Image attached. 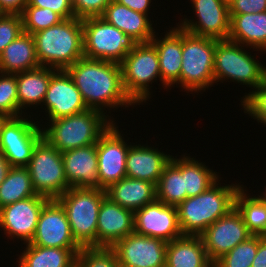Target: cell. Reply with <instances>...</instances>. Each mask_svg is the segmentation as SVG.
I'll use <instances>...</instances> for the list:
<instances>
[{
    "mask_svg": "<svg viewBox=\"0 0 266 267\" xmlns=\"http://www.w3.org/2000/svg\"><path fill=\"white\" fill-rule=\"evenodd\" d=\"M171 158L172 155L158 151V148L131 144L125 163L127 177L149 181L156 185Z\"/></svg>",
    "mask_w": 266,
    "mask_h": 267,
    "instance_id": "obj_22",
    "label": "cell"
},
{
    "mask_svg": "<svg viewBox=\"0 0 266 267\" xmlns=\"http://www.w3.org/2000/svg\"><path fill=\"white\" fill-rule=\"evenodd\" d=\"M216 40L197 36L182 29L180 84L188 92H200L215 83Z\"/></svg>",
    "mask_w": 266,
    "mask_h": 267,
    "instance_id": "obj_6",
    "label": "cell"
},
{
    "mask_svg": "<svg viewBox=\"0 0 266 267\" xmlns=\"http://www.w3.org/2000/svg\"><path fill=\"white\" fill-rule=\"evenodd\" d=\"M40 67L32 34L22 32L0 54V72L17 74Z\"/></svg>",
    "mask_w": 266,
    "mask_h": 267,
    "instance_id": "obj_28",
    "label": "cell"
},
{
    "mask_svg": "<svg viewBox=\"0 0 266 267\" xmlns=\"http://www.w3.org/2000/svg\"><path fill=\"white\" fill-rule=\"evenodd\" d=\"M122 83L126 94L137 105L146 102L151 92L149 83L161 81L159 57L155 46L138 43L120 63Z\"/></svg>",
    "mask_w": 266,
    "mask_h": 267,
    "instance_id": "obj_9",
    "label": "cell"
},
{
    "mask_svg": "<svg viewBox=\"0 0 266 267\" xmlns=\"http://www.w3.org/2000/svg\"><path fill=\"white\" fill-rule=\"evenodd\" d=\"M106 195L113 202L133 212L157 199L155 184L127 176L106 189Z\"/></svg>",
    "mask_w": 266,
    "mask_h": 267,
    "instance_id": "obj_27",
    "label": "cell"
},
{
    "mask_svg": "<svg viewBox=\"0 0 266 267\" xmlns=\"http://www.w3.org/2000/svg\"><path fill=\"white\" fill-rule=\"evenodd\" d=\"M243 45L230 40H216L214 55L215 83L225 80L237 81L243 85L258 88L266 77L263 66Z\"/></svg>",
    "mask_w": 266,
    "mask_h": 267,
    "instance_id": "obj_7",
    "label": "cell"
},
{
    "mask_svg": "<svg viewBox=\"0 0 266 267\" xmlns=\"http://www.w3.org/2000/svg\"><path fill=\"white\" fill-rule=\"evenodd\" d=\"M22 32L21 14L0 13V54Z\"/></svg>",
    "mask_w": 266,
    "mask_h": 267,
    "instance_id": "obj_39",
    "label": "cell"
},
{
    "mask_svg": "<svg viewBox=\"0 0 266 267\" xmlns=\"http://www.w3.org/2000/svg\"><path fill=\"white\" fill-rule=\"evenodd\" d=\"M165 267H213L201 236L183 235L168 242Z\"/></svg>",
    "mask_w": 266,
    "mask_h": 267,
    "instance_id": "obj_25",
    "label": "cell"
},
{
    "mask_svg": "<svg viewBox=\"0 0 266 267\" xmlns=\"http://www.w3.org/2000/svg\"><path fill=\"white\" fill-rule=\"evenodd\" d=\"M228 40L266 51V11L260 13L230 14Z\"/></svg>",
    "mask_w": 266,
    "mask_h": 267,
    "instance_id": "obj_26",
    "label": "cell"
},
{
    "mask_svg": "<svg viewBox=\"0 0 266 267\" xmlns=\"http://www.w3.org/2000/svg\"><path fill=\"white\" fill-rule=\"evenodd\" d=\"M266 190V188H265ZM261 197L266 201V192L263 194V196L261 195Z\"/></svg>",
    "mask_w": 266,
    "mask_h": 267,
    "instance_id": "obj_50",
    "label": "cell"
},
{
    "mask_svg": "<svg viewBox=\"0 0 266 267\" xmlns=\"http://www.w3.org/2000/svg\"><path fill=\"white\" fill-rule=\"evenodd\" d=\"M100 17L126 35H130L138 43H149L155 35L148 15L136 12L114 0Z\"/></svg>",
    "mask_w": 266,
    "mask_h": 267,
    "instance_id": "obj_24",
    "label": "cell"
},
{
    "mask_svg": "<svg viewBox=\"0 0 266 267\" xmlns=\"http://www.w3.org/2000/svg\"><path fill=\"white\" fill-rule=\"evenodd\" d=\"M257 249L258 235H252L218 259L213 267H251Z\"/></svg>",
    "mask_w": 266,
    "mask_h": 267,
    "instance_id": "obj_35",
    "label": "cell"
},
{
    "mask_svg": "<svg viewBox=\"0 0 266 267\" xmlns=\"http://www.w3.org/2000/svg\"><path fill=\"white\" fill-rule=\"evenodd\" d=\"M156 198L176 207L186 199L182 173L171 161L165 166L156 184Z\"/></svg>",
    "mask_w": 266,
    "mask_h": 267,
    "instance_id": "obj_34",
    "label": "cell"
},
{
    "mask_svg": "<svg viewBox=\"0 0 266 267\" xmlns=\"http://www.w3.org/2000/svg\"><path fill=\"white\" fill-rule=\"evenodd\" d=\"M251 267H266V236L258 235V249Z\"/></svg>",
    "mask_w": 266,
    "mask_h": 267,
    "instance_id": "obj_45",
    "label": "cell"
},
{
    "mask_svg": "<svg viewBox=\"0 0 266 267\" xmlns=\"http://www.w3.org/2000/svg\"><path fill=\"white\" fill-rule=\"evenodd\" d=\"M257 121L266 125V113H262L258 118Z\"/></svg>",
    "mask_w": 266,
    "mask_h": 267,
    "instance_id": "obj_48",
    "label": "cell"
},
{
    "mask_svg": "<svg viewBox=\"0 0 266 267\" xmlns=\"http://www.w3.org/2000/svg\"><path fill=\"white\" fill-rule=\"evenodd\" d=\"M23 32L34 34L64 20L49 8H39L27 4L21 13Z\"/></svg>",
    "mask_w": 266,
    "mask_h": 267,
    "instance_id": "obj_36",
    "label": "cell"
},
{
    "mask_svg": "<svg viewBox=\"0 0 266 267\" xmlns=\"http://www.w3.org/2000/svg\"><path fill=\"white\" fill-rule=\"evenodd\" d=\"M200 236L208 258L214 264L252 234L248 231L241 214L233 208L227 215L209 225Z\"/></svg>",
    "mask_w": 266,
    "mask_h": 267,
    "instance_id": "obj_15",
    "label": "cell"
},
{
    "mask_svg": "<svg viewBox=\"0 0 266 267\" xmlns=\"http://www.w3.org/2000/svg\"><path fill=\"white\" fill-rule=\"evenodd\" d=\"M167 244L160 238L132 232L111 248L121 267H165Z\"/></svg>",
    "mask_w": 266,
    "mask_h": 267,
    "instance_id": "obj_13",
    "label": "cell"
},
{
    "mask_svg": "<svg viewBox=\"0 0 266 267\" xmlns=\"http://www.w3.org/2000/svg\"><path fill=\"white\" fill-rule=\"evenodd\" d=\"M0 115L18 117L17 74L0 72Z\"/></svg>",
    "mask_w": 266,
    "mask_h": 267,
    "instance_id": "obj_38",
    "label": "cell"
},
{
    "mask_svg": "<svg viewBox=\"0 0 266 267\" xmlns=\"http://www.w3.org/2000/svg\"><path fill=\"white\" fill-rule=\"evenodd\" d=\"M11 168L12 166L0 151V184L5 180Z\"/></svg>",
    "mask_w": 266,
    "mask_h": 267,
    "instance_id": "obj_47",
    "label": "cell"
},
{
    "mask_svg": "<svg viewBox=\"0 0 266 267\" xmlns=\"http://www.w3.org/2000/svg\"><path fill=\"white\" fill-rule=\"evenodd\" d=\"M117 128L113 122L97 142L99 184L103 190L127 176L125 163L131 145L126 144Z\"/></svg>",
    "mask_w": 266,
    "mask_h": 267,
    "instance_id": "obj_12",
    "label": "cell"
},
{
    "mask_svg": "<svg viewBox=\"0 0 266 267\" xmlns=\"http://www.w3.org/2000/svg\"><path fill=\"white\" fill-rule=\"evenodd\" d=\"M84 56L121 63L138 44L130 35L105 21L102 17L82 19Z\"/></svg>",
    "mask_w": 266,
    "mask_h": 267,
    "instance_id": "obj_8",
    "label": "cell"
},
{
    "mask_svg": "<svg viewBox=\"0 0 266 267\" xmlns=\"http://www.w3.org/2000/svg\"><path fill=\"white\" fill-rule=\"evenodd\" d=\"M161 40L156 35L151 39L158 57L161 81L164 87H171L175 83L180 84V71L182 65V28L177 27L168 30Z\"/></svg>",
    "mask_w": 266,
    "mask_h": 267,
    "instance_id": "obj_23",
    "label": "cell"
},
{
    "mask_svg": "<svg viewBox=\"0 0 266 267\" xmlns=\"http://www.w3.org/2000/svg\"><path fill=\"white\" fill-rule=\"evenodd\" d=\"M79 267H121L111 247H82L77 254Z\"/></svg>",
    "mask_w": 266,
    "mask_h": 267,
    "instance_id": "obj_37",
    "label": "cell"
},
{
    "mask_svg": "<svg viewBox=\"0 0 266 267\" xmlns=\"http://www.w3.org/2000/svg\"><path fill=\"white\" fill-rule=\"evenodd\" d=\"M62 158L70 187L100 189L97 144L65 151Z\"/></svg>",
    "mask_w": 266,
    "mask_h": 267,
    "instance_id": "obj_21",
    "label": "cell"
},
{
    "mask_svg": "<svg viewBox=\"0 0 266 267\" xmlns=\"http://www.w3.org/2000/svg\"><path fill=\"white\" fill-rule=\"evenodd\" d=\"M219 181L177 206L178 223L183 235L200 236L209 225L235 208V196L242 185L219 186Z\"/></svg>",
    "mask_w": 266,
    "mask_h": 267,
    "instance_id": "obj_2",
    "label": "cell"
},
{
    "mask_svg": "<svg viewBox=\"0 0 266 267\" xmlns=\"http://www.w3.org/2000/svg\"><path fill=\"white\" fill-rule=\"evenodd\" d=\"M29 244L41 247L81 248L73 238L66 212L56 199L42 208L35 235Z\"/></svg>",
    "mask_w": 266,
    "mask_h": 267,
    "instance_id": "obj_18",
    "label": "cell"
},
{
    "mask_svg": "<svg viewBox=\"0 0 266 267\" xmlns=\"http://www.w3.org/2000/svg\"><path fill=\"white\" fill-rule=\"evenodd\" d=\"M4 119H5V117L0 115V126H1V123L3 122Z\"/></svg>",
    "mask_w": 266,
    "mask_h": 267,
    "instance_id": "obj_49",
    "label": "cell"
},
{
    "mask_svg": "<svg viewBox=\"0 0 266 267\" xmlns=\"http://www.w3.org/2000/svg\"><path fill=\"white\" fill-rule=\"evenodd\" d=\"M18 267H74L81 248L41 247L26 243Z\"/></svg>",
    "mask_w": 266,
    "mask_h": 267,
    "instance_id": "obj_30",
    "label": "cell"
},
{
    "mask_svg": "<svg viewBox=\"0 0 266 267\" xmlns=\"http://www.w3.org/2000/svg\"><path fill=\"white\" fill-rule=\"evenodd\" d=\"M81 93L88 109L136 105L126 94L121 65L116 62L81 57L65 69Z\"/></svg>",
    "mask_w": 266,
    "mask_h": 267,
    "instance_id": "obj_1",
    "label": "cell"
},
{
    "mask_svg": "<svg viewBox=\"0 0 266 267\" xmlns=\"http://www.w3.org/2000/svg\"><path fill=\"white\" fill-rule=\"evenodd\" d=\"M245 113L257 119L262 113H266V81H264L255 91L244 95L241 100Z\"/></svg>",
    "mask_w": 266,
    "mask_h": 267,
    "instance_id": "obj_40",
    "label": "cell"
},
{
    "mask_svg": "<svg viewBox=\"0 0 266 267\" xmlns=\"http://www.w3.org/2000/svg\"><path fill=\"white\" fill-rule=\"evenodd\" d=\"M43 138L38 123L23 116L5 118L0 126V151L12 167H26Z\"/></svg>",
    "mask_w": 266,
    "mask_h": 267,
    "instance_id": "obj_11",
    "label": "cell"
},
{
    "mask_svg": "<svg viewBox=\"0 0 266 267\" xmlns=\"http://www.w3.org/2000/svg\"><path fill=\"white\" fill-rule=\"evenodd\" d=\"M105 114L96 109H87L51 120L49 127L42 128L43 138L61 153L97 144L100 136L115 122Z\"/></svg>",
    "mask_w": 266,
    "mask_h": 267,
    "instance_id": "obj_4",
    "label": "cell"
},
{
    "mask_svg": "<svg viewBox=\"0 0 266 267\" xmlns=\"http://www.w3.org/2000/svg\"><path fill=\"white\" fill-rule=\"evenodd\" d=\"M33 37L40 66L65 70L84 56L82 19H64Z\"/></svg>",
    "mask_w": 266,
    "mask_h": 267,
    "instance_id": "obj_3",
    "label": "cell"
},
{
    "mask_svg": "<svg viewBox=\"0 0 266 267\" xmlns=\"http://www.w3.org/2000/svg\"><path fill=\"white\" fill-rule=\"evenodd\" d=\"M49 121L86 111L81 93L66 70H56L51 76L43 101Z\"/></svg>",
    "mask_w": 266,
    "mask_h": 267,
    "instance_id": "obj_19",
    "label": "cell"
},
{
    "mask_svg": "<svg viewBox=\"0 0 266 267\" xmlns=\"http://www.w3.org/2000/svg\"><path fill=\"white\" fill-rule=\"evenodd\" d=\"M56 70L40 66L17 73L18 117L23 115L22 109L43 103L51 76Z\"/></svg>",
    "mask_w": 266,
    "mask_h": 267,
    "instance_id": "obj_29",
    "label": "cell"
},
{
    "mask_svg": "<svg viewBox=\"0 0 266 267\" xmlns=\"http://www.w3.org/2000/svg\"><path fill=\"white\" fill-rule=\"evenodd\" d=\"M28 0H0V13L21 14Z\"/></svg>",
    "mask_w": 266,
    "mask_h": 267,
    "instance_id": "obj_44",
    "label": "cell"
},
{
    "mask_svg": "<svg viewBox=\"0 0 266 267\" xmlns=\"http://www.w3.org/2000/svg\"><path fill=\"white\" fill-rule=\"evenodd\" d=\"M113 0H72L76 18L99 17Z\"/></svg>",
    "mask_w": 266,
    "mask_h": 267,
    "instance_id": "obj_41",
    "label": "cell"
},
{
    "mask_svg": "<svg viewBox=\"0 0 266 267\" xmlns=\"http://www.w3.org/2000/svg\"><path fill=\"white\" fill-rule=\"evenodd\" d=\"M136 12L148 15L151 0H114Z\"/></svg>",
    "mask_w": 266,
    "mask_h": 267,
    "instance_id": "obj_46",
    "label": "cell"
},
{
    "mask_svg": "<svg viewBox=\"0 0 266 267\" xmlns=\"http://www.w3.org/2000/svg\"><path fill=\"white\" fill-rule=\"evenodd\" d=\"M170 161L182 173L186 198L201 194L218 180V174L189 156L184 155L179 159L172 156Z\"/></svg>",
    "mask_w": 266,
    "mask_h": 267,
    "instance_id": "obj_31",
    "label": "cell"
},
{
    "mask_svg": "<svg viewBox=\"0 0 266 267\" xmlns=\"http://www.w3.org/2000/svg\"><path fill=\"white\" fill-rule=\"evenodd\" d=\"M198 21L183 19L178 25L183 30L206 38L227 40L230 33L228 0H190Z\"/></svg>",
    "mask_w": 266,
    "mask_h": 267,
    "instance_id": "obj_14",
    "label": "cell"
},
{
    "mask_svg": "<svg viewBox=\"0 0 266 267\" xmlns=\"http://www.w3.org/2000/svg\"><path fill=\"white\" fill-rule=\"evenodd\" d=\"M32 186L38 195L57 199L70 186L64 170L62 153L42 138L33 149L26 166Z\"/></svg>",
    "mask_w": 266,
    "mask_h": 267,
    "instance_id": "obj_10",
    "label": "cell"
},
{
    "mask_svg": "<svg viewBox=\"0 0 266 267\" xmlns=\"http://www.w3.org/2000/svg\"><path fill=\"white\" fill-rule=\"evenodd\" d=\"M106 196L103 189L70 187L56 199L64 208L73 238L81 248L96 247L98 212Z\"/></svg>",
    "mask_w": 266,
    "mask_h": 267,
    "instance_id": "obj_5",
    "label": "cell"
},
{
    "mask_svg": "<svg viewBox=\"0 0 266 267\" xmlns=\"http://www.w3.org/2000/svg\"><path fill=\"white\" fill-rule=\"evenodd\" d=\"M50 199L36 195L0 208V227L12 239L30 243L33 239L43 206Z\"/></svg>",
    "mask_w": 266,
    "mask_h": 267,
    "instance_id": "obj_16",
    "label": "cell"
},
{
    "mask_svg": "<svg viewBox=\"0 0 266 267\" xmlns=\"http://www.w3.org/2000/svg\"><path fill=\"white\" fill-rule=\"evenodd\" d=\"M36 195L29 170L26 167H12L0 184V208Z\"/></svg>",
    "mask_w": 266,
    "mask_h": 267,
    "instance_id": "obj_33",
    "label": "cell"
},
{
    "mask_svg": "<svg viewBox=\"0 0 266 267\" xmlns=\"http://www.w3.org/2000/svg\"><path fill=\"white\" fill-rule=\"evenodd\" d=\"M134 232L166 242L183 236L176 206L157 199L134 212Z\"/></svg>",
    "mask_w": 266,
    "mask_h": 267,
    "instance_id": "obj_17",
    "label": "cell"
},
{
    "mask_svg": "<svg viewBox=\"0 0 266 267\" xmlns=\"http://www.w3.org/2000/svg\"><path fill=\"white\" fill-rule=\"evenodd\" d=\"M243 187L236 193L235 208L252 235L266 236V201L260 195H247Z\"/></svg>",
    "mask_w": 266,
    "mask_h": 267,
    "instance_id": "obj_32",
    "label": "cell"
},
{
    "mask_svg": "<svg viewBox=\"0 0 266 267\" xmlns=\"http://www.w3.org/2000/svg\"><path fill=\"white\" fill-rule=\"evenodd\" d=\"M230 14L260 13L266 11V0H229Z\"/></svg>",
    "mask_w": 266,
    "mask_h": 267,
    "instance_id": "obj_43",
    "label": "cell"
},
{
    "mask_svg": "<svg viewBox=\"0 0 266 267\" xmlns=\"http://www.w3.org/2000/svg\"><path fill=\"white\" fill-rule=\"evenodd\" d=\"M134 232V212L105 197L98 212L96 247H112Z\"/></svg>",
    "mask_w": 266,
    "mask_h": 267,
    "instance_id": "obj_20",
    "label": "cell"
},
{
    "mask_svg": "<svg viewBox=\"0 0 266 267\" xmlns=\"http://www.w3.org/2000/svg\"><path fill=\"white\" fill-rule=\"evenodd\" d=\"M30 6L49 8L63 19L74 18L72 0H28Z\"/></svg>",
    "mask_w": 266,
    "mask_h": 267,
    "instance_id": "obj_42",
    "label": "cell"
}]
</instances>
